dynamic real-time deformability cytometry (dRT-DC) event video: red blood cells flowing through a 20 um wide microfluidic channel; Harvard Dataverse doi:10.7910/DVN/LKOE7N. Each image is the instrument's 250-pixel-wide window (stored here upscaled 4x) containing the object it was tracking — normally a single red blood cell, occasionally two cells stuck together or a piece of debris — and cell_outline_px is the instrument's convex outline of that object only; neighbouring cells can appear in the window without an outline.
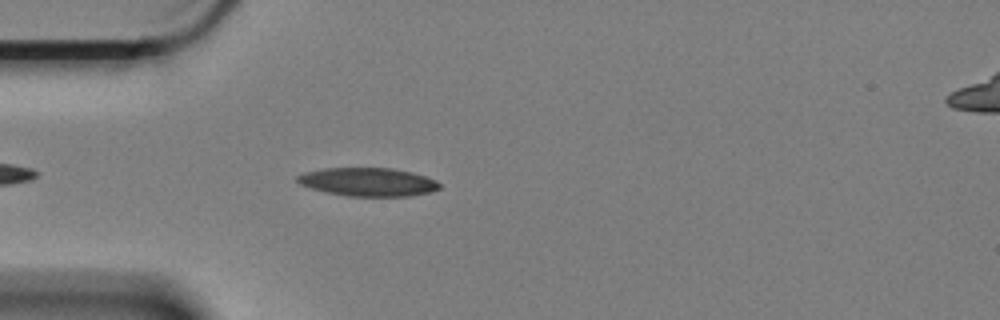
{"species": "Egyptian fruit bat (a non-hibernating species)", "species_latin": "Rousettus aegyptiacus", "temperature_condition": "cold", "stored_images_in_passage": 21, "camera_frame_rate_fps": 3000, "um_per_image_px": 0.085, "animal": {"sex": "female"}, "frame": {"image": 1, "passage_image": 6, "time_ms": 1.667, "image_size_px": [1000, 320], "cell_outline_px": [[440, 188], [432, 192], [408, 196], [348, 196], [328, 192], [312, 188], [300, 184], [296, 180], [296, 176], [304, 172], [324, 168], [392, 168], [412, 172], [436, 180], [440, 184]], "centroid_in_image_um": [31.29, 15.46], "position_along_channel_um": 53.7, "area_um2": 23.47}}
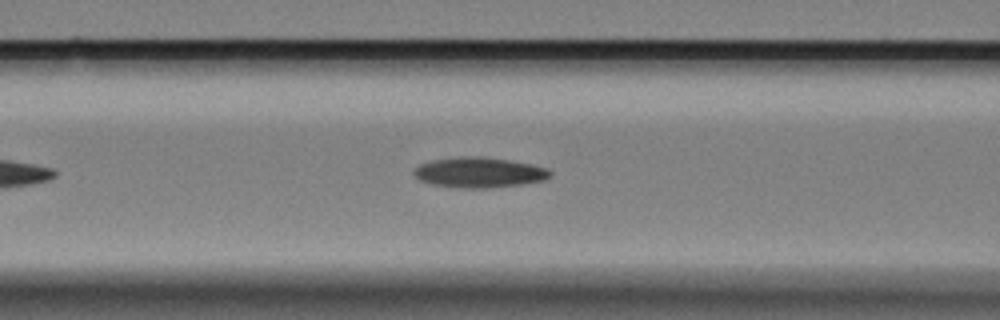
{"frame": {"image": 2, "passage_image": 13, "time_ms": 4.0, "image_size_px": [1000, 320], "cell_outline_px": [[552, 176], [544, 180], [524, 184], [488, 188], [456, 188], [432, 184], [420, 180], [412, 172], [420, 164], [432, 160], [464, 156], [480, 156], [508, 160], [532, 164], [548, 168], [552, 172]], "centroid_in_image_um": [40.76, 14.66], "position_along_channel_um": 125.8, "area_um2": 24.16}}
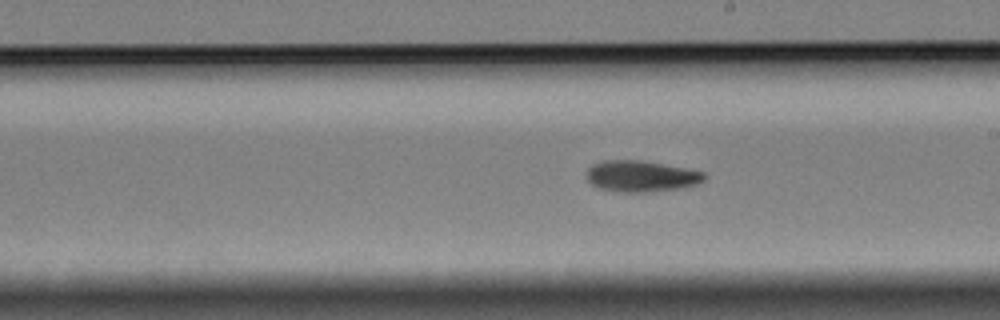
{"frame": {"image": 3, "passage_image": 19, "time_ms": 6.0, "image_size_px": [1000, 320], "cell_outline_px": [[708, 176], [704, 180], [696, 184], [684, 188], [648, 192], [616, 192], [600, 188], [592, 184], [588, 180], [588, 168], [592, 164], [604, 160], [636, 160], [684, 168], [704, 172]], "centroid_in_image_um": [54.51, 14.99], "position_along_channel_um": 234.5, "area_um2": 21.27}}